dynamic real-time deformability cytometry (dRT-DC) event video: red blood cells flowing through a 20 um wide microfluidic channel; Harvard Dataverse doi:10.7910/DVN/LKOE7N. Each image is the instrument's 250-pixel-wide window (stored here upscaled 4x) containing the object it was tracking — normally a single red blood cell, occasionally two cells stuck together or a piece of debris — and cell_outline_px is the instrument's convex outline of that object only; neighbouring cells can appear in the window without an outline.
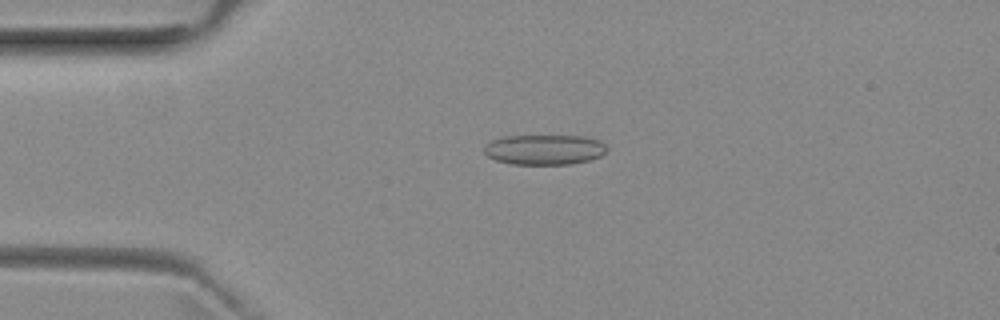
{"species": "common noctule bat (a hibernating species)", "species_latin": "Nyctalus noctula", "temperature_condition": "room temperature", "stored_images_in_passage": 52, "camera_frame_rate_fps": 3000, "um_per_image_px": 0.085, "animal": {"sex": "female", "body_mass_g": 29.2, "forearm_length_mm": 56.3}, "frame": {"image": 1, "passage_image": 12, "time_ms": 3.667, "image_size_px": [1000, 320], "cell_outline_px": [[608, 148], [600, 156], [592, 160], [572, 164], [512, 164], [496, 160], [488, 156], [484, 152], [484, 148], [492, 140], [504, 136], [584, 136], [600, 140]], "centroid_in_image_um": [46.31, 12.72], "position_along_channel_um": 38.7, "area_um2": 21.56}}
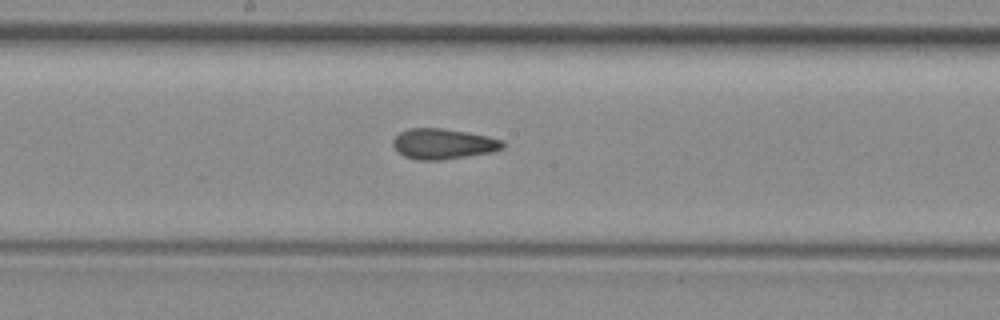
{"frame": {"image": 2, "passage_image": 27, "time_ms": 8.667, "image_size_px": [1000, 320], "cell_outline_px": [[504, 148], [492, 152], [440, 160], [416, 160], [404, 156], [396, 152], [392, 144], [392, 140], [400, 132], [408, 128], [444, 128], [468, 132], [488, 136], [504, 140]], "centroid_in_image_um": [37.65, 12.22], "position_along_channel_um": 210.5, "area_um2": 19.71}}
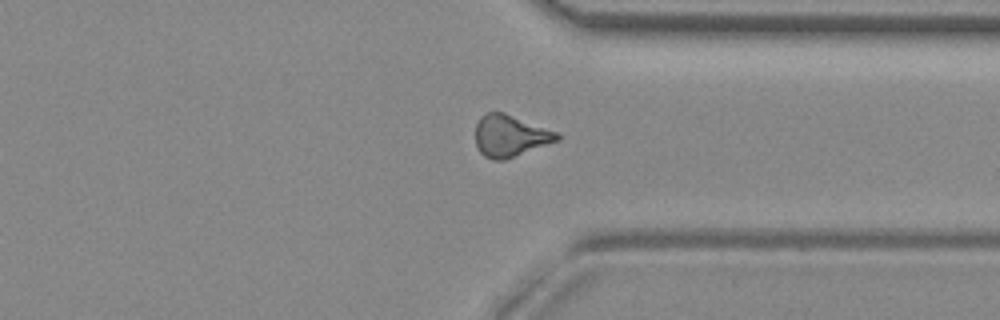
{"frame": {"image": 3, "passage_image": 39, "time_ms": 12.667, "image_size_px": [1000, 320], "cell_outline_px": [[560, 140], [504, 160], [492, 160], [484, 156], [480, 152], [476, 144], [476, 124], [480, 116], [488, 112], [504, 112], [560, 132]], "centroid_in_image_um": [43.39, 11.54], "position_along_channel_um": 368.0, "area_um2": 20.06}, "authors_computed_cell_mechanics": {"area_um2": 19.7676, "velocity_mm_per_s": 3.9764, "shape_relaxation_time_tau1_ms": null, "shape_relaxation_time_tau2_ms": 2.4866, "deformation_change_tau1": null, "deformation_change_tau2": 0.105}}